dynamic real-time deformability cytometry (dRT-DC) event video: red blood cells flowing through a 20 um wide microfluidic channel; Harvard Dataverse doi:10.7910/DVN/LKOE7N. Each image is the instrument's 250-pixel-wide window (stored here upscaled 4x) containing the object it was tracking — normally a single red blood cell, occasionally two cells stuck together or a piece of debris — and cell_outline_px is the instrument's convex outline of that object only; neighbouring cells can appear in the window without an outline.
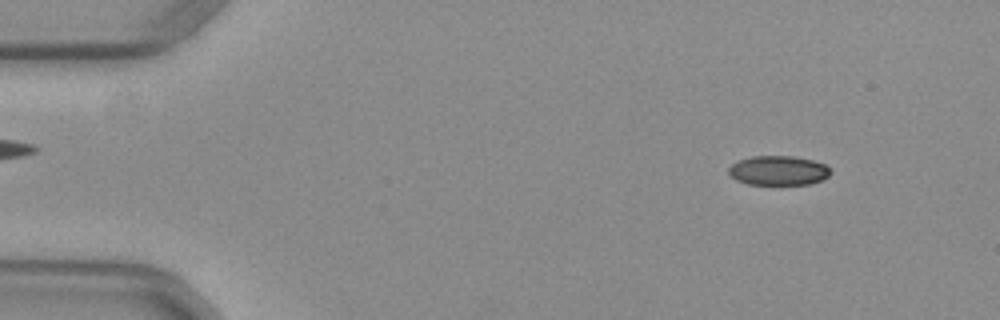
{"species": "common noctule bat (a hibernating species)", "species_latin": "Nyctalus noctula", "temperature_condition": "warm", "stored_images_in_passage": 52, "camera_frame_rate_fps": 3000, "um_per_image_px": 0.085, "animal": {"sex": "female", "body_mass_g": 29.2, "forearm_length_mm": 56.3}, "frame": {"image": 1, "passage_image": 6, "time_ms": 1.667, "image_size_px": [1000, 320], "cell_outline_px": [[832, 172], [828, 176], [820, 180], [808, 184], [748, 184], [736, 180], [728, 172], [728, 168], [732, 164], [740, 160], [752, 156], [796, 156], [812, 160], [824, 164]], "centroid_in_image_um": [66.15, 14.49], "position_along_channel_um": 18.8, "area_um2": 17.34}}
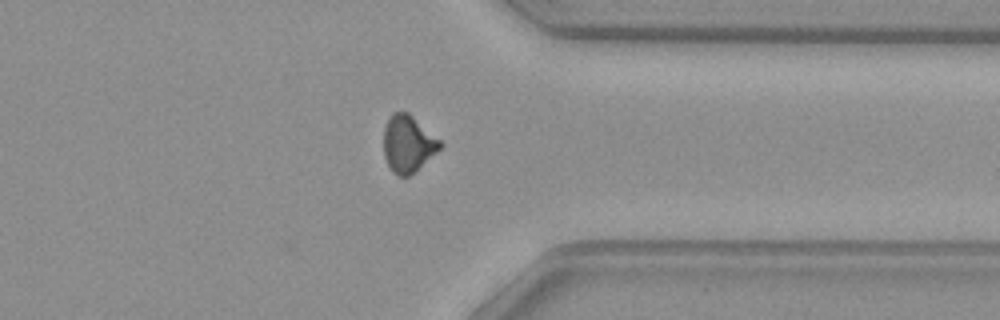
{"frame": {"image": 2, "passage_image": 41, "time_ms": 13.333, "image_size_px": [1000, 320], "cell_outline_px": [[444, 144], [436, 152], [408, 176], [400, 176], [392, 172], [384, 156], [384, 128], [392, 112], [408, 112], [440, 140]], "centroid_in_image_um": [34.66, 12.2], "position_along_channel_um": 376.7, "area_um2": 18.32}}
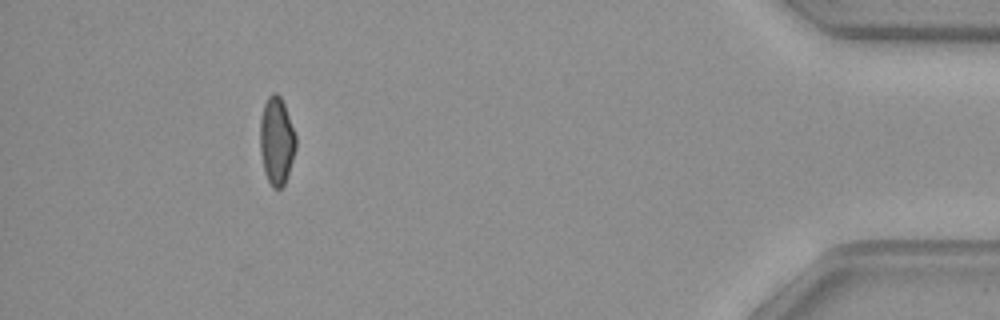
{"frame": {"image": 3, "passage_image": 48, "time_ms": 15.667, "image_size_px": [1000, 320], "cell_outline_px": [[296, 148], [284, 184], [280, 188], [272, 188], [264, 172], [260, 152], [260, 120], [264, 104], [268, 96], [272, 92], [276, 92], [280, 96], [284, 104], [296, 136]], "centroid_in_image_um": [23.49, 11.96], "position_along_channel_um": 411.7, "area_um2": 18.21}}